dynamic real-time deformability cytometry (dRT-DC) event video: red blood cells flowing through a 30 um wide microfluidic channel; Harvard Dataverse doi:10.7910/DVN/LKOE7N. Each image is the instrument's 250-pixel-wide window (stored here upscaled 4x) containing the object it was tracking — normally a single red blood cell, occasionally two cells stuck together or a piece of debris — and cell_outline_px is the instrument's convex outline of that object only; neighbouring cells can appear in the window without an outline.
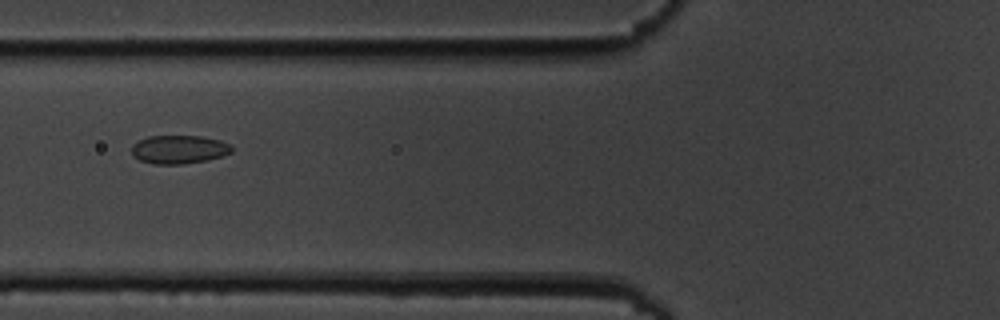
{"species": "common noctule bat (a hibernating species)", "species_latin": "Nyctalus noctula", "temperature_condition": "cold", "stored_images_in_passage": 6, "camera_frame_rate_fps": 3000, "um_per_image_px": 0.085, "animal": {"sex": "male", "body_mass_g": 19.5, "forearm_length_mm": 54.6}, "frame": {"image": 1, "passage_image": 2, "time_ms": 1.0, "image_size_px": [1000, 320], "cell_outline_px": [[232, 152], [224, 156], [208, 160], [184, 164], [152, 164], [140, 160], [132, 156], [132, 144], [148, 136], [200, 136], [220, 140], [232, 144]], "centroid_in_image_um": [15.24, 12.71], "position_along_channel_um": 110.6, "area_um2": 16.82}}
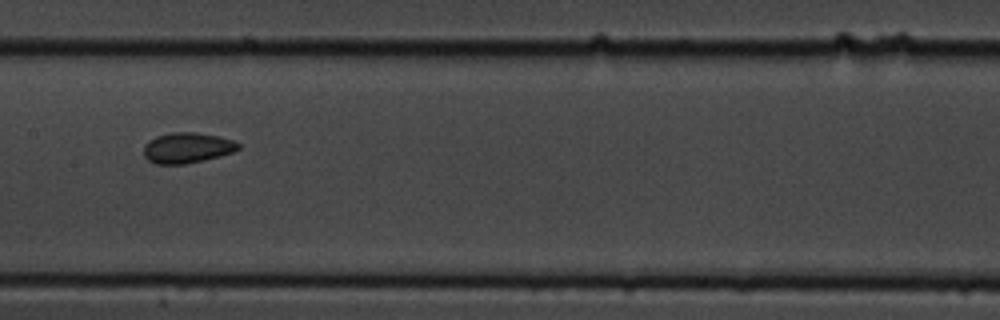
{"frame": {"image": 2, "passage_image": 4, "time_ms": 3.333, "image_size_px": [1000, 320], "cell_outline_px": [[240, 148], [232, 152], [220, 156], [204, 160], [184, 164], [156, 164], [148, 160], [144, 156], [144, 144], [148, 140], [156, 136], [172, 132], [196, 132], [220, 136], [232, 140], [240, 144]], "centroid_in_image_um": [15.89, 12.56], "position_along_channel_um": 191.5, "area_um2": 16.94}}
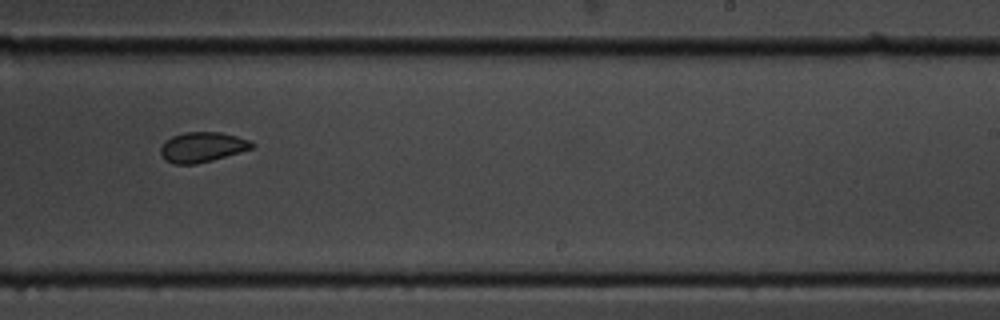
{"frame": {"image": 3, "passage_image": 6, "time_ms": 5.667, "image_size_px": [1000, 320], "cell_outline_px": [[256, 144], [252, 148], [240, 152], [212, 160], [196, 164], [172, 164], [164, 160], [160, 156], [160, 148], [164, 140], [172, 136], [184, 132], [220, 132], [236, 136], [248, 140]], "centroid_in_image_um": [17.13, 12.51], "position_along_channel_um": 271.9, "area_um2": 16.13}}